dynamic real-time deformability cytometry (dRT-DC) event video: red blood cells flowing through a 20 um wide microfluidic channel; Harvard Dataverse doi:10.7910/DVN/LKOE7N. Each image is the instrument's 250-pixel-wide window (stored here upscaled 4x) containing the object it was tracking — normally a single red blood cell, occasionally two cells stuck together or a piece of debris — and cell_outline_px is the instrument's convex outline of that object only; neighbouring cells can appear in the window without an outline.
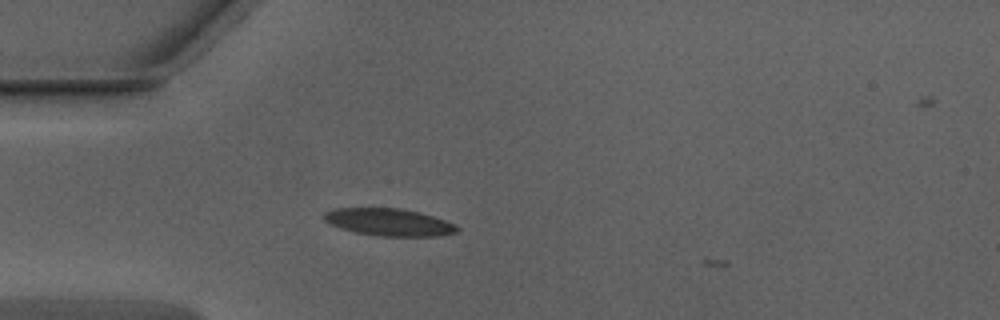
{"species": "Egyptian fruit bat (a non-hibernating species)", "species_latin": "Rousettus aegyptiacus", "temperature_condition": "warm", "stored_images_in_passage": 3, "camera_frame_rate_fps": 3000, "um_per_image_px": 0.085, "animal": {"sex": "male"}, "frame": {"image": 1, "passage_image": 1, "time_ms": 0.0, "image_size_px": [1000, 320], "cell_outline_px": [[460, 228], [456, 232], [436, 236], [380, 236], [356, 232], [340, 228], [324, 220], [320, 216], [324, 212], [336, 208], [400, 208], [420, 212], [456, 224]], "centroid_in_image_um": [33.04, 18.88], "position_along_channel_um": 52.0, "area_um2": 21.15}}